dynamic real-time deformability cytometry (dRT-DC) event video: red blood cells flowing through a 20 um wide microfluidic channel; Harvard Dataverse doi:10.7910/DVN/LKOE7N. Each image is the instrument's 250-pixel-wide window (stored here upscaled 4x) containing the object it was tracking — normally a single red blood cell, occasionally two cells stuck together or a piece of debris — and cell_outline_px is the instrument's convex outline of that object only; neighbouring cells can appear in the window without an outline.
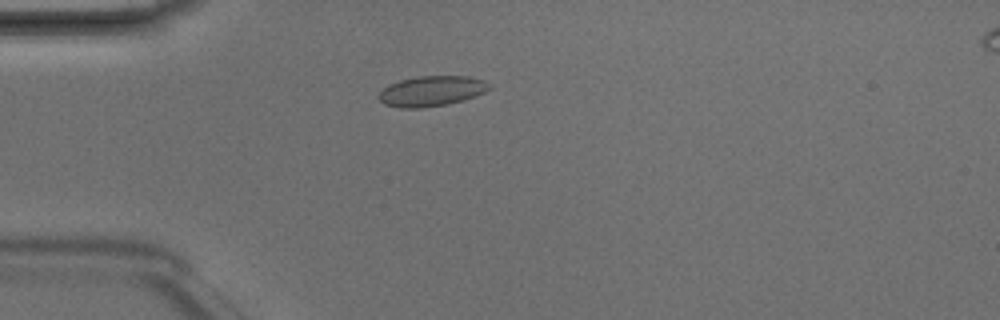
{"species": "Egyptian fruit bat (a non-hibernating species)", "species_latin": "Rousettus aegyptiacus", "temperature_condition": "room temperature", "stored_images_in_passage": 4, "camera_frame_rate_fps": 3000, "um_per_image_px": 0.085, "animal": {"sex": "male"}, "frame": {"image": 1, "passage_image": 4, "time_ms": 1.0, "image_size_px": [1000, 320], "cell_outline_px": [[492, 88], [476, 96], [448, 104], [420, 108], [400, 108], [384, 104], [376, 96], [388, 84], [400, 80], [420, 76], [468, 76], [484, 80]], "centroid_in_image_um": [36.67, 7.74], "position_along_channel_um": 48.3, "area_um2": 19.54}}